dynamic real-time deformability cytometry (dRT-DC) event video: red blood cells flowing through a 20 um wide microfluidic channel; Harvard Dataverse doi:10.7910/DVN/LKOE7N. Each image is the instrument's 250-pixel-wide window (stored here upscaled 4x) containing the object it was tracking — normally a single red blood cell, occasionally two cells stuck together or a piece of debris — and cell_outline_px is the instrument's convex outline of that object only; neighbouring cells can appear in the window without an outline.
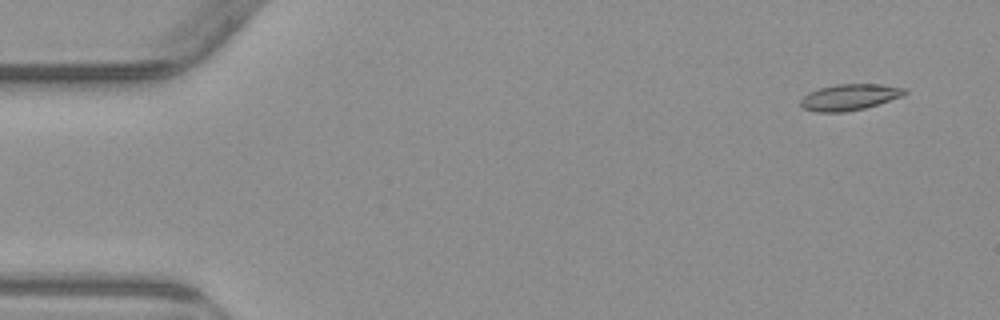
{"species": "common noctule bat (a hibernating species)", "species_latin": "Nyctalus noctula", "temperature_condition": "warm", "stored_images_in_passage": 5, "camera_frame_rate_fps": 3000, "um_per_image_px": 0.085, "animal": {"sex": "male", "body_mass_g": 23.1, "forearm_length_mm": 52.7}, "frame": {"image": 1, "passage_image": 1, "time_ms": 0.0, "image_size_px": [1000, 320], "cell_outline_px": [[908, 92], [904, 96], [864, 108], [844, 112], [816, 112], [804, 108], [800, 104], [800, 100], [808, 92], [820, 88], [836, 84], [880, 84], [904, 88]], "centroid_in_image_um": [72.21, 8.25], "position_along_channel_um": 12.8, "area_um2": 15.84}}
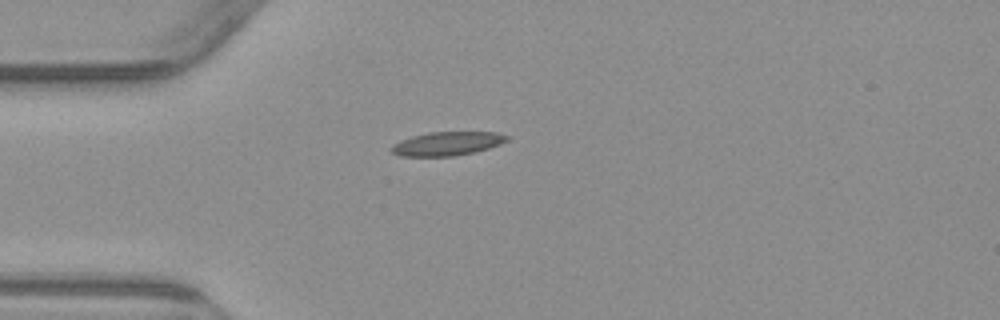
{"frame": {"image": 2, "passage_image": 4, "time_ms": 3.667, "image_size_px": [1000, 320], "cell_outline_px": [[512, 136], [508, 140], [500, 144], [488, 148], [472, 152], [452, 156], [400, 156], [392, 152], [388, 148], [392, 144], [400, 140], [412, 136], [428, 132], [496, 132]], "centroid_in_image_um": [37.99, 12.2], "position_along_channel_um": 47.0, "area_um2": 16.07}}